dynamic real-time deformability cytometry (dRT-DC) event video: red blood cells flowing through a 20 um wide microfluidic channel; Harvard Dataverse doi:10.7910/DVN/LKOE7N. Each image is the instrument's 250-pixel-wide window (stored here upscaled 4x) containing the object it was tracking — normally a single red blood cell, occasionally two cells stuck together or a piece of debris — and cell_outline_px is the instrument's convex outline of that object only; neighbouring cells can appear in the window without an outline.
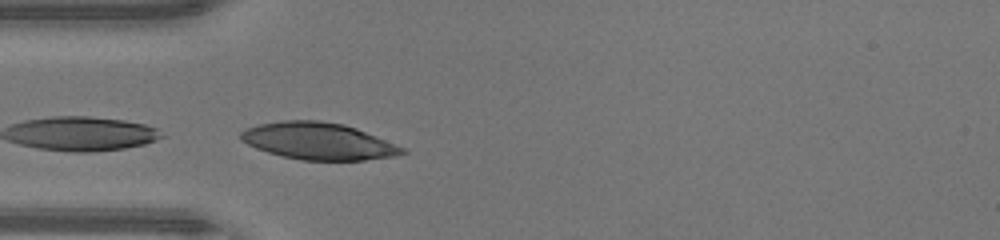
{"species": "human", "species_latin": "Homo sapiens", "temperature_condition": "warm", "stored_images_in_passage": 9, "camera_frame_rate_fps": 3000, "um_per_image_px": 0.085, "donor": {"sex": "male"}, "frame": {"image": 1, "passage_image": 1, "time_ms": 0.0, "image_size_px": [1000, 240], "cell_outline_px": [[408, 152], [396, 156], [364, 160], [300, 160], [280, 156], [256, 148], [240, 140], [240, 132], [248, 128], [260, 124], [284, 120], [320, 120], [344, 124], [356, 128], [404, 148]], "centroid_in_image_um": [27.05, 12.0], "position_along_channel_um": 58.0, "area_um2": 34.62}}
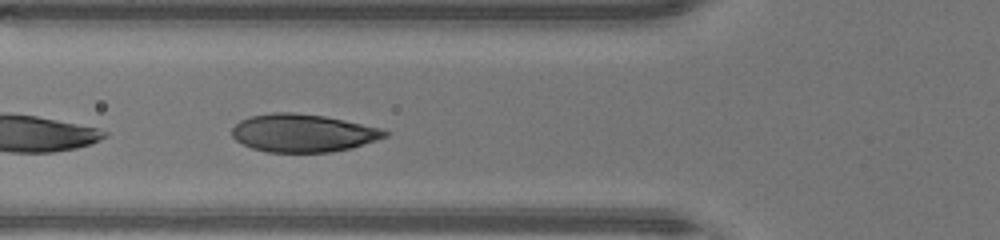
{"frame": {"image": 2, "passage_image": 4, "time_ms": 1.0, "image_size_px": [1000, 240], "cell_outline_px": [[392, 132], [388, 136], [352, 148], [328, 152], [268, 152], [252, 148], [236, 140], [232, 136], [232, 128], [240, 120], [252, 116], [272, 112], [292, 112], [324, 116], [344, 120], [380, 128]], "centroid_in_image_um": [25.77, 11.3], "position_along_channel_um": 100.0, "area_um2": 33.7}}
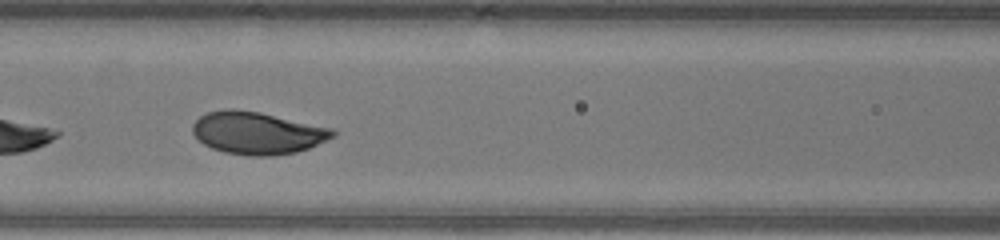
{"frame": {"image": 3, "passage_image": 7, "time_ms": 2.0, "image_size_px": [1000, 240], "cell_outline_px": [[336, 136], [328, 140], [308, 148], [296, 152], [272, 156], [248, 156], [224, 152], [212, 148], [204, 144], [192, 132], [192, 124], [200, 116], [208, 112], [224, 108], [232, 108], [260, 112], [332, 128], [336, 132]], "centroid_in_image_um": [21.87, 11.3], "position_along_channel_um": 144.7, "area_um2": 34.74}}